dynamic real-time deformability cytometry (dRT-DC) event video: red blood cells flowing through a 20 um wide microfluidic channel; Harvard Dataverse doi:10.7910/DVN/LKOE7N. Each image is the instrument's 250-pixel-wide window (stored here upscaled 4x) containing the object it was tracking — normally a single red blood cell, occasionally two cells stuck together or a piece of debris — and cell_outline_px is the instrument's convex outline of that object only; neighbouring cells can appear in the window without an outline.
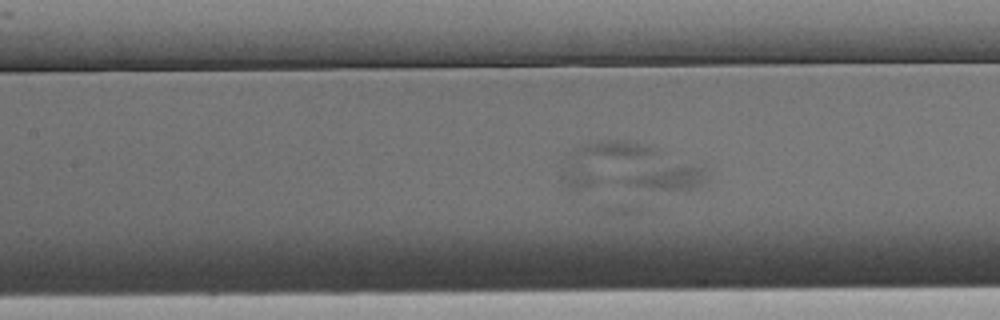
{"species": "Egyptian fruit bat (a non-hibernating species)", "species_latin": "Rousettus aegyptiacus", "temperature_condition": "warm", "stored_images_in_passage": 14, "camera_frame_rate_fps": 3000, "um_per_image_px": 0.085, "animal": {"sex": "male"}, "frame": {"image": 1, "passage_image": 11, "time_ms": 3.333, "image_size_px": [1000, 320], "cell_outline_px": [[704, 184], [688, 192], [648, 188], [628, 184], [620, 180], [652, 172], [704, 160]], "centroid_in_image_um": [57.14, 15.14], "position_along_channel_um": 150.3, "area_um2": 10.98}}